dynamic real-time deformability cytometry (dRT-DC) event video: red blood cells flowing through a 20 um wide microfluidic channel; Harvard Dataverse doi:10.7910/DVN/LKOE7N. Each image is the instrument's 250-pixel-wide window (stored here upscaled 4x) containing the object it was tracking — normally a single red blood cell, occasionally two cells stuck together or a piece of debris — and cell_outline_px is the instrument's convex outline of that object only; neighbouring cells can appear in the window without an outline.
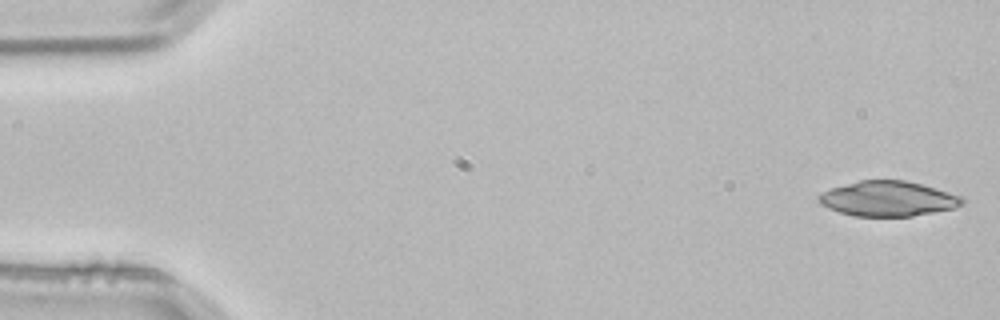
{"species": "common noctule bat (a hibernating species)", "species_latin": "Nyctalus noctula", "temperature_condition": "room temperature", "stored_images_in_passage": 4, "camera_frame_rate_fps": 3000, "um_per_image_px": 0.085, "animal": {"sex": "male", "body_mass_g": 21.5, "forearm_length_mm": 52.0}, "frame": {"image": 1, "passage_image": 4, "time_ms": 1.0, "image_size_px": [1000, 320], "cell_outline_px": [[964, 204], [952, 208], [912, 216], [852, 216], [828, 208], [820, 204], [816, 196], [820, 192], [832, 188], [860, 180], [904, 180], [936, 188], [964, 196]], "centroid_in_image_um": [75.46, 16.89], "position_along_channel_um": 9.5, "area_um2": 29.3}}